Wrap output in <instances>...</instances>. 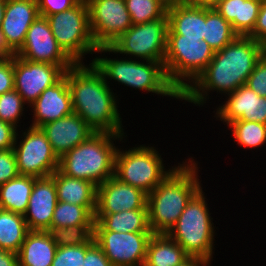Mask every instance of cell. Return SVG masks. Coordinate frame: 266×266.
Segmentation results:
<instances>
[{"label":"cell","mask_w":266,"mask_h":266,"mask_svg":"<svg viewBox=\"0 0 266 266\" xmlns=\"http://www.w3.org/2000/svg\"><path fill=\"white\" fill-rule=\"evenodd\" d=\"M266 53V45L248 36H238L222 50L216 51L206 69L181 94V101L204 105L209 92L228 95L246 85L257 62Z\"/></svg>","instance_id":"cell-1"},{"label":"cell","mask_w":266,"mask_h":266,"mask_svg":"<svg viewBox=\"0 0 266 266\" xmlns=\"http://www.w3.org/2000/svg\"><path fill=\"white\" fill-rule=\"evenodd\" d=\"M64 75L74 113L95 133L125 134L117 94L110 87V81L105 80L93 63H75Z\"/></svg>","instance_id":"cell-2"},{"label":"cell","mask_w":266,"mask_h":266,"mask_svg":"<svg viewBox=\"0 0 266 266\" xmlns=\"http://www.w3.org/2000/svg\"><path fill=\"white\" fill-rule=\"evenodd\" d=\"M188 160V162L186 161ZM178 166L147 195L148 219L154 234H167L188 201L202 187L198 162L191 157Z\"/></svg>","instance_id":"cell-3"},{"label":"cell","mask_w":266,"mask_h":266,"mask_svg":"<svg viewBox=\"0 0 266 266\" xmlns=\"http://www.w3.org/2000/svg\"><path fill=\"white\" fill-rule=\"evenodd\" d=\"M125 134L93 133L85 142L59 159V170L66 176L90 181L96 186L114 176L115 157Z\"/></svg>","instance_id":"cell-4"},{"label":"cell","mask_w":266,"mask_h":266,"mask_svg":"<svg viewBox=\"0 0 266 266\" xmlns=\"http://www.w3.org/2000/svg\"><path fill=\"white\" fill-rule=\"evenodd\" d=\"M113 59L103 56L94 57L91 63L103 74L106 81L114 80L135 90L181 99L179 91L169 82L164 65L158 61L132 58Z\"/></svg>","instance_id":"cell-5"},{"label":"cell","mask_w":266,"mask_h":266,"mask_svg":"<svg viewBox=\"0 0 266 266\" xmlns=\"http://www.w3.org/2000/svg\"><path fill=\"white\" fill-rule=\"evenodd\" d=\"M202 187L188 201L176 224L167 235L176 241L189 257L213 260L214 223Z\"/></svg>","instance_id":"cell-6"},{"label":"cell","mask_w":266,"mask_h":266,"mask_svg":"<svg viewBox=\"0 0 266 266\" xmlns=\"http://www.w3.org/2000/svg\"><path fill=\"white\" fill-rule=\"evenodd\" d=\"M214 53L205 40L167 33L163 65L169 82L182 94L206 69Z\"/></svg>","instance_id":"cell-7"},{"label":"cell","mask_w":266,"mask_h":266,"mask_svg":"<svg viewBox=\"0 0 266 266\" xmlns=\"http://www.w3.org/2000/svg\"><path fill=\"white\" fill-rule=\"evenodd\" d=\"M138 145L124 151L118 148L114 176L123 183L141 189L147 195L153 191L176 167L165 169L155 147Z\"/></svg>","instance_id":"cell-8"},{"label":"cell","mask_w":266,"mask_h":266,"mask_svg":"<svg viewBox=\"0 0 266 266\" xmlns=\"http://www.w3.org/2000/svg\"><path fill=\"white\" fill-rule=\"evenodd\" d=\"M167 14L153 21L132 25L110 46L98 47L95 53L124 54L133 59L164 63L167 47Z\"/></svg>","instance_id":"cell-9"},{"label":"cell","mask_w":266,"mask_h":266,"mask_svg":"<svg viewBox=\"0 0 266 266\" xmlns=\"http://www.w3.org/2000/svg\"><path fill=\"white\" fill-rule=\"evenodd\" d=\"M46 19L58 45L75 63H83V56L88 53L95 54L98 47L91 34L86 0Z\"/></svg>","instance_id":"cell-10"},{"label":"cell","mask_w":266,"mask_h":266,"mask_svg":"<svg viewBox=\"0 0 266 266\" xmlns=\"http://www.w3.org/2000/svg\"><path fill=\"white\" fill-rule=\"evenodd\" d=\"M21 131L20 135L17 132L13 148L19 175L35 178L51 176L59 169V158L46 134L41 128L31 126L25 132Z\"/></svg>","instance_id":"cell-11"},{"label":"cell","mask_w":266,"mask_h":266,"mask_svg":"<svg viewBox=\"0 0 266 266\" xmlns=\"http://www.w3.org/2000/svg\"><path fill=\"white\" fill-rule=\"evenodd\" d=\"M153 232H113L94 222V239L113 266H144Z\"/></svg>","instance_id":"cell-12"},{"label":"cell","mask_w":266,"mask_h":266,"mask_svg":"<svg viewBox=\"0 0 266 266\" xmlns=\"http://www.w3.org/2000/svg\"><path fill=\"white\" fill-rule=\"evenodd\" d=\"M86 3L97 47L110 46L132 26L125 0H86Z\"/></svg>","instance_id":"cell-13"},{"label":"cell","mask_w":266,"mask_h":266,"mask_svg":"<svg viewBox=\"0 0 266 266\" xmlns=\"http://www.w3.org/2000/svg\"><path fill=\"white\" fill-rule=\"evenodd\" d=\"M14 55L33 62L61 66L65 71L75 64L58 45L46 17L40 15L29 27L22 47Z\"/></svg>","instance_id":"cell-14"},{"label":"cell","mask_w":266,"mask_h":266,"mask_svg":"<svg viewBox=\"0 0 266 266\" xmlns=\"http://www.w3.org/2000/svg\"><path fill=\"white\" fill-rule=\"evenodd\" d=\"M61 66L33 62L14 55V89L24 102L32 105L41 93L57 83L65 74Z\"/></svg>","instance_id":"cell-15"},{"label":"cell","mask_w":266,"mask_h":266,"mask_svg":"<svg viewBox=\"0 0 266 266\" xmlns=\"http://www.w3.org/2000/svg\"><path fill=\"white\" fill-rule=\"evenodd\" d=\"M147 208V194L123 183L115 176L97 186L95 214H112L123 210Z\"/></svg>","instance_id":"cell-16"},{"label":"cell","mask_w":266,"mask_h":266,"mask_svg":"<svg viewBox=\"0 0 266 266\" xmlns=\"http://www.w3.org/2000/svg\"><path fill=\"white\" fill-rule=\"evenodd\" d=\"M226 96V101L216 109V119L228 125L235 120L266 124V97L259 96L247 85H242Z\"/></svg>","instance_id":"cell-17"},{"label":"cell","mask_w":266,"mask_h":266,"mask_svg":"<svg viewBox=\"0 0 266 266\" xmlns=\"http://www.w3.org/2000/svg\"><path fill=\"white\" fill-rule=\"evenodd\" d=\"M38 16L37 0H6L1 32L13 54L22 47L29 27Z\"/></svg>","instance_id":"cell-18"},{"label":"cell","mask_w":266,"mask_h":266,"mask_svg":"<svg viewBox=\"0 0 266 266\" xmlns=\"http://www.w3.org/2000/svg\"><path fill=\"white\" fill-rule=\"evenodd\" d=\"M57 203L54 173L51 176L35 178L28 207L23 215L28 230L48 231Z\"/></svg>","instance_id":"cell-19"},{"label":"cell","mask_w":266,"mask_h":266,"mask_svg":"<svg viewBox=\"0 0 266 266\" xmlns=\"http://www.w3.org/2000/svg\"><path fill=\"white\" fill-rule=\"evenodd\" d=\"M29 108L34 113L30 126L37 128L72 114V100L66 76L46 88Z\"/></svg>","instance_id":"cell-20"},{"label":"cell","mask_w":266,"mask_h":266,"mask_svg":"<svg viewBox=\"0 0 266 266\" xmlns=\"http://www.w3.org/2000/svg\"><path fill=\"white\" fill-rule=\"evenodd\" d=\"M57 157L60 159L95 133L76 113L47 123L41 127Z\"/></svg>","instance_id":"cell-21"},{"label":"cell","mask_w":266,"mask_h":266,"mask_svg":"<svg viewBox=\"0 0 266 266\" xmlns=\"http://www.w3.org/2000/svg\"><path fill=\"white\" fill-rule=\"evenodd\" d=\"M168 32L184 38L203 40L206 25V8L182 2L167 9Z\"/></svg>","instance_id":"cell-22"},{"label":"cell","mask_w":266,"mask_h":266,"mask_svg":"<svg viewBox=\"0 0 266 266\" xmlns=\"http://www.w3.org/2000/svg\"><path fill=\"white\" fill-rule=\"evenodd\" d=\"M48 231L29 230L18 251V266H51L57 250Z\"/></svg>","instance_id":"cell-23"},{"label":"cell","mask_w":266,"mask_h":266,"mask_svg":"<svg viewBox=\"0 0 266 266\" xmlns=\"http://www.w3.org/2000/svg\"><path fill=\"white\" fill-rule=\"evenodd\" d=\"M54 181L58 201L85 206L95 214L97 186L94 183L66 176L59 169L54 172Z\"/></svg>","instance_id":"cell-24"},{"label":"cell","mask_w":266,"mask_h":266,"mask_svg":"<svg viewBox=\"0 0 266 266\" xmlns=\"http://www.w3.org/2000/svg\"><path fill=\"white\" fill-rule=\"evenodd\" d=\"M262 0H222L215 9L238 36H248L254 29Z\"/></svg>","instance_id":"cell-25"},{"label":"cell","mask_w":266,"mask_h":266,"mask_svg":"<svg viewBox=\"0 0 266 266\" xmlns=\"http://www.w3.org/2000/svg\"><path fill=\"white\" fill-rule=\"evenodd\" d=\"M188 257L184 249L167 234H153L144 266H177Z\"/></svg>","instance_id":"cell-26"},{"label":"cell","mask_w":266,"mask_h":266,"mask_svg":"<svg viewBox=\"0 0 266 266\" xmlns=\"http://www.w3.org/2000/svg\"><path fill=\"white\" fill-rule=\"evenodd\" d=\"M106 230L113 232H152L149 226L148 209L123 210L112 214H94Z\"/></svg>","instance_id":"cell-27"},{"label":"cell","mask_w":266,"mask_h":266,"mask_svg":"<svg viewBox=\"0 0 266 266\" xmlns=\"http://www.w3.org/2000/svg\"><path fill=\"white\" fill-rule=\"evenodd\" d=\"M35 177L18 175L0 186V208L24 215Z\"/></svg>","instance_id":"cell-28"},{"label":"cell","mask_w":266,"mask_h":266,"mask_svg":"<svg viewBox=\"0 0 266 266\" xmlns=\"http://www.w3.org/2000/svg\"><path fill=\"white\" fill-rule=\"evenodd\" d=\"M28 231L22 214L0 208V249L18 253Z\"/></svg>","instance_id":"cell-29"},{"label":"cell","mask_w":266,"mask_h":266,"mask_svg":"<svg viewBox=\"0 0 266 266\" xmlns=\"http://www.w3.org/2000/svg\"><path fill=\"white\" fill-rule=\"evenodd\" d=\"M238 37L231 23L227 22L215 9L206 8L205 40L214 52L222 50Z\"/></svg>","instance_id":"cell-30"},{"label":"cell","mask_w":266,"mask_h":266,"mask_svg":"<svg viewBox=\"0 0 266 266\" xmlns=\"http://www.w3.org/2000/svg\"><path fill=\"white\" fill-rule=\"evenodd\" d=\"M234 141L240 147L255 149L266 143V124L254 121L235 120L227 125Z\"/></svg>","instance_id":"cell-31"},{"label":"cell","mask_w":266,"mask_h":266,"mask_svg":"<svg viewBox=\"0 0 266 266\" xmlns=\"http://www.w3.org/2000/svg\"><path fill=\"white\" fill-rule=\"evenodd\" d=\"M94 222V214L87 207L58 201L53 213L51 228L94 225Z\"/></svg>","instance_id":"cell-32"},{"label":"cell","mask_w":266,"mask_h":266,"mask_svg":"<svg viewBox=\"0 0 266 266\" xmlns=\"http://www.w3.org/2000/svg\"><path fill=\"white\" fill-rule=\"evenodd\" d=\"M132 25L160 19L167 14V8L157 0H125Z\"/></svg>","instance_id":"cell-33"},{"label":"cell","mask_w":266,"mask_h":266,"mask_svg":"<svg viewBox=\"0 0 266 266\" xmlns=\"http://www.w3.org/2000/svg\"><path fill=\"white\" fill-rule=\"evenodd\" d=\"M58 247L86 244L94 236V225L54 227L48 230Z\"/></svg>","instance_id":"cell-34"},{"label":"cell","mask_w":266,"mask_h":266,"mask_svg":"<svg viewBox=\"0 0 266 266\" xmlns=\"http://www.w3.org/2000/svg\"><path fill=\"white\" fill-rule=\"evenodd\" d=\"M27 105L22 96L14 89L0 95V120L8 122L15 127L24 116V107Z\"/></svg>","instance_id":"cell-35"},{"label":"cell","mask_w":266,"mask_h":266,"mask_svg":"<svg viewBox=\"0 0 266 266\" xmlns=\"http://www.w3.org/2000/svg\"><path fill=\"white\" fill-rule=\"evenodd\" d=\"M86 255V244L57 247L51 266H81Z\"/></svg>","instance_id":"cell-36"},{"label":"cell","mask_w":266,"mask_h":266,"mask_svg":"<svg viewBox=\"0 0 266 266\" xmlns=\"http://www.w3.org/2000/svg\"><path fill=\"white\" fill-rule=\"evenodd\" d=\"M246 85L259 96L266 97V53L257 62Z\"/></svg>","instance_id":"cell-37"},{"label":"cell","mask_w":266,"mask_h":266,"mask_svg":"<svg viewBox=\"0 0 266 266\" xmlns=\"http://www.w3.org/2000/svg\"><path fill=\"white\" fill-rule=\"evenodd\" d=\"M19 175L13 148L0 150V186Z\"/></svg>","instance_id":"cell-38"},{"label":"cell","mask_w":266,"mask_h":266,"mask_svg":"<svg viewBox=\"0 0 266 266\" xmlns=\"http://www.w3.org/2000/svg\"><path fill=\"white\" fill-rule=\"evenodd\" d=\"M81 266H113L95 242L94 236L86 243V255L82 257Z\"/></svg>","instance_id":"cell-39"},{"label":"cell","mask_w":266,"mask_h":266,"mask_svg":"<svg viewBox=\"0 0 266 266\" xmlns=\"http://www.w3.org/2000/svg\"><path fill=\"white\" fill-rule=\"evenodd\" d=\"M81 0H37L40 16L46 17L67 11L76 6Z\"/></svg>","instance_id":"cell-40"},{"label":"cell","mask_w":266,"mask_h":266,"mask_svg":"<svg viewBox=\"0 0 266 266\" xmlns=\"http://www.w3.org/2000/svg\"><path fill=\"white\" fill-rule=\"evenodd\" d=\"M14 90V55L0 59V95Z\"/></svg>","instance_id":"cell-41"},{"label":"cell","mask_w":266,"mask_h":266,"mask_svg":"<svg viewBox=\"0 0 266 266\" xmlns=\"http://www.w3.org/2000/svg\"><path fill=\"white\" fill-rule=\"evenodd\" d=\"M18 128L0 120V150L14 148Z\"/></svg>","instance_id":"cell-42"},{"label":"cell","mask_w":266,"mask_h":266,"mask_svg":"<svg viewBox=\"0 0 266 266\" xmlns=\"http://www.w3.org/2000/svg\"><path fill=\"white\" fill-rule=\"evenodd\" d=\"M266 45V0H262L253 31L248 35Z\"/></svg>","instance_id":"cell-43"},{"label":"cell","mask_w":266,"mask_h":266,"mask_svg":"<svg viewBox=\"0 0 266 266\" xmlns=\"http://www.w3.org/2000/svg\"><path fill=\"white\" fill-rule=\"evenodd\" d=\"M0 266H18L17 253L0 249Z\"/></svg>","instance_id":"cell-44"},{"label":"cell","mask_w":266,"mask_h":266,"mask_svg":"<svg viewBox=\"0 0 266 266\" xmlns=\"http://www.w3.org/2000/svg\"><path fill=\"white\" fill-rule=\"evenodd\" d=\"M222 0H184V2L203 8H215Z\"/></svg>","instance_id":"cell-45"},{"label":"cell","mask_w":266,"mask_h":266,"mask_svg":"<svg viewBox=\"0 0 266 266\" xmlns=\"http://www.w3.org/2000/svg\"><path fill=\"white\" fill-rule=\"evenodd\" d=\"M177 266H211V262L203 258L188 257L185 261Z\"/></svg>","instance_id":"cell-46"},{"label":"cell","mask_w":266,"mask_h":266,"mask_svg":"<svg viewBox=\"0 0 266 266\" xmlns=\"http://www.w3.org/2000/svg\"><path fill=\"white\" fill-rule=\"evenodd\" d=\"M13 55L14 54L5 45L3 33L1 32V28H0V59H5Z\"/></svg>","instance_id":"cell-47"},{"label":"cell","mask_w":266,"mask_h":266,"mask_svg":"<svg viewBox=\"0 0 266 266\" xmlns=\"http://www.w3.org/2000/svg\"><path fill=\"white\" fill-rule=\"evenodd\" d=\"M159 1L164 7L167 9L174 7L180 3H182L184 0H157Z\"/></svg>","instance_id":"cell-48"},{"label":"cell","mask_w":266,"mask_h":266,"mask_svg":"<svg viewBox=\"0 0 266 266\" xmlns=\"http://www.w3.org/2000/svg\"><path fill=\"white\" fill-rule=\"evenodd\" d=\"M5 8H6V0H0V28L5 14Z\"/></svg>","instance_id":"cell-49"}]
</instances>
